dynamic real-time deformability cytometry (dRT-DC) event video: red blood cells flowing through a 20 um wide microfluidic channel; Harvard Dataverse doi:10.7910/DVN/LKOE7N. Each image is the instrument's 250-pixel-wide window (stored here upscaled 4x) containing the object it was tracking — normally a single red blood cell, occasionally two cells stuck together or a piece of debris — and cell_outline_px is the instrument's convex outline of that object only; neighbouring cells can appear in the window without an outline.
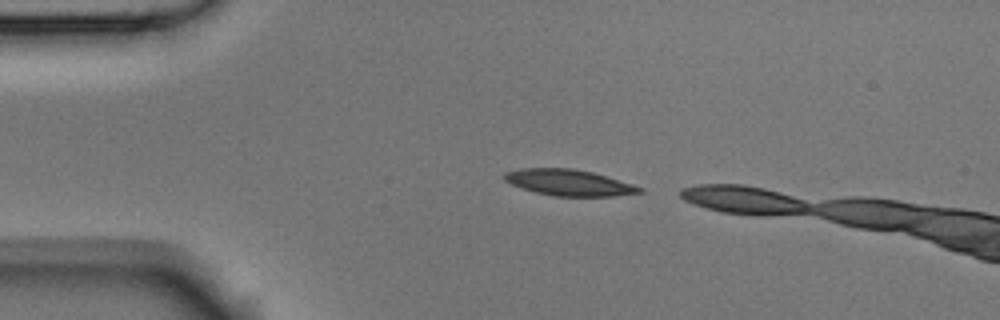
{"species": "Egyptian fruit bat (a non-hibernating species)", "species_latin": "Rousettus aegyptiacus", "temperature_condition": "room temperature", "stored_images_in_passage": 5, "segment_of_instrument_passage": [2, 2], "camera_frame_rate_fps": 3000, "um_per_image_px": 0.085, "animal": {"sex": "male"}, "frame": {"image": 1, "passage_image": 5, "time_ms": 1.333, "image_size_px": [1000, 320], "cell_outline_px": [[644, 192], [612, 196], [552, 196], [536, 192], [512, 184], [504, 180], [500, 176], [504, 172], [520, 168], [572, 168], [592, 172], [632, 184], [644, 188]], "centroid_in_image_um": [48.33, 15.51], "position_along_channel_um": 36.7, "area_um2": 20.58}}